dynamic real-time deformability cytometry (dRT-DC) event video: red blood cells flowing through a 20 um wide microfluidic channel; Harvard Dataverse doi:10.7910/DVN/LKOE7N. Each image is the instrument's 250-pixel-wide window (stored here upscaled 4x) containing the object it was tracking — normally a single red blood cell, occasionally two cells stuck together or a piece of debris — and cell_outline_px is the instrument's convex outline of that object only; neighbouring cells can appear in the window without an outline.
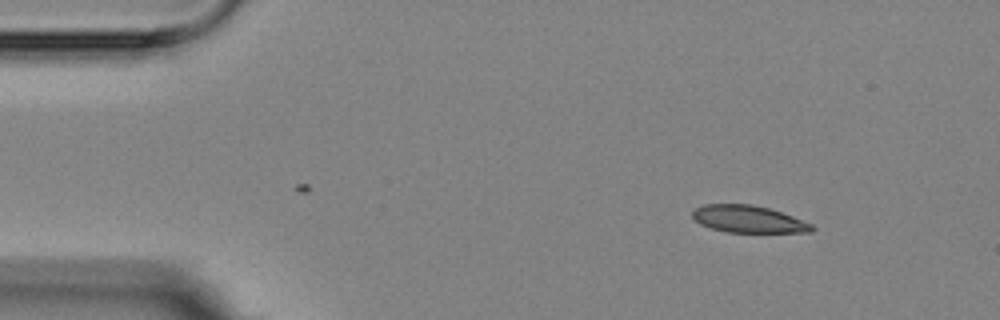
{"species": "Egyptian fruit bat (a non-hibernating species)", "species_latin": "Rousettus aegyptiacus", "temperature_condition": "room temperature", "stored_images_in_passage": 6, "camera_frame_rate_fps": 3000, "um_per_image_px": 0.085, "animal": {"sex": "female"}, "frame": {"image": 1, "passage_image": 1, "time_ms": 0.0, "image_size_px": [1000, 320], "cell_outline_px": [[816, 228], [812, 232], [728, 232], [712, 228], [700, 224], [692, 216], [692, 212], [696, 208], [704, 204], [752, 204], [768, 208], [792, 216], [812, 224]], "centroid_in_image_um": [63.62, 18.62], "position_along_channel_um": 21.4, "area_um2": 18.73}}
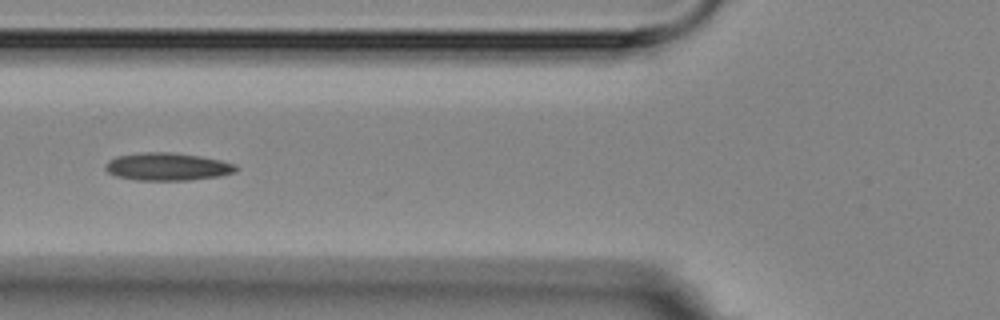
{"frame": {"image": 2, "passage_image": 5, "time_ms": 4.667, "image_size_px": [1000, 320], "cell_outline_px": [[240, 168], [236, 172], [220, 176], [188, 180], [136, 180], [116, 176], [108, 172], [104, 168], [104, 164], [108, 160], [116, 156], [140, 152], [168, 152], [200, 156], [220, 160], [236, 164]], "centroid_in_image_um": [14.23, 14.16], "position_along_channel_um": 111.6, "area_um2": 21.27}}
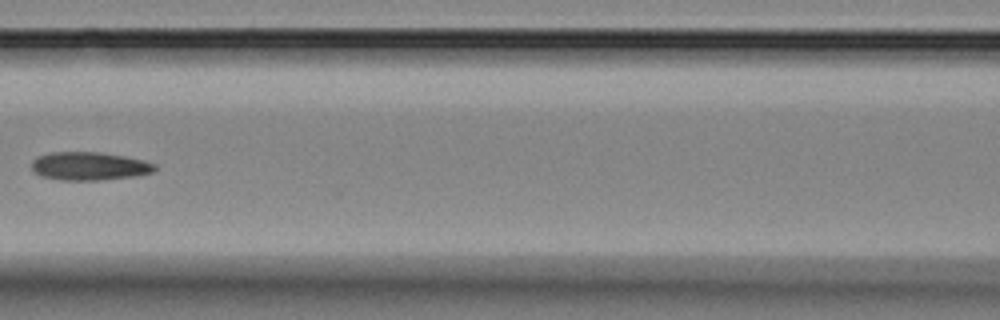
{"frame": {"image": 3, "passage_image": 6, "time_ms": 6.0, "image_size_px": [1000, 320], "cell_outline_px": [[156, 168], [152, 172], [136, 176], [100, 180], [60, 180], [40, 176], [32, 168], [32, 160], [36, 156], [48, 152], [100, 152], [124, 156], [144, 160], [156, 164]], "centroid_in_image_um": [7.57, 14.11], "position_along_channel_um": 159.0, "area_um2": 20.4}}